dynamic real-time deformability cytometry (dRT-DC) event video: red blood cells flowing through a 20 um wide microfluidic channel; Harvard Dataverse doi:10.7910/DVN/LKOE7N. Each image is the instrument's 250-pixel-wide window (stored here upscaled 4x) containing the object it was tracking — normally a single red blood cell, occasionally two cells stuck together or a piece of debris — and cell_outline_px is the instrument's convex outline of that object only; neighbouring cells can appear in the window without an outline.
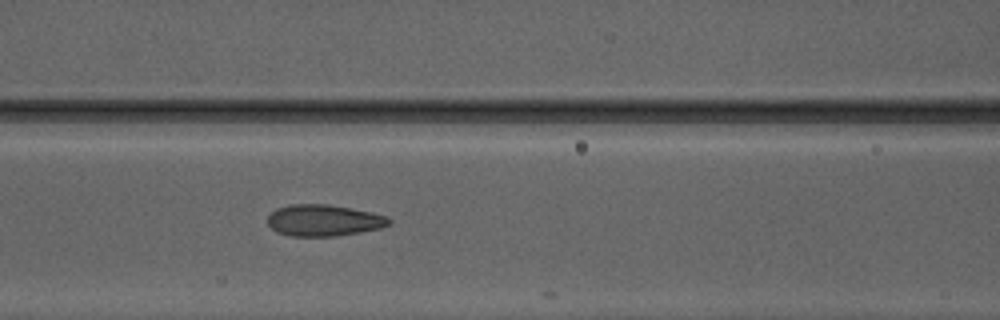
{"species": "Egyptian fruit bat (a non-hibernating species)", "species_latin": "Rousettus aegyptiacus", "temperature_condition": "warm", "stored_images_in_passage": 24, "camera_frame_rate_fps": 3000, "um_per_image_px": 0.085, "animal": {"sex": "male"}, "frame": {"image": 1, "passage_image": 23, "time_ms": 7.333, "image_size_px": [1000, 320], "cell_outline_px": [[392, 224], [380, 228], [360, 232], [332, 236], [288, 236], [276, 232], [268, 224], [268, 216], [276, 208], [292, 204], [328, 204], [352, 208], [372, 212], [388, 216], [392, 220]], "centroid_in_image_um": [27.54, 18.73], "position_along_channel_um": 139.1, "area_um2": 22.43}}